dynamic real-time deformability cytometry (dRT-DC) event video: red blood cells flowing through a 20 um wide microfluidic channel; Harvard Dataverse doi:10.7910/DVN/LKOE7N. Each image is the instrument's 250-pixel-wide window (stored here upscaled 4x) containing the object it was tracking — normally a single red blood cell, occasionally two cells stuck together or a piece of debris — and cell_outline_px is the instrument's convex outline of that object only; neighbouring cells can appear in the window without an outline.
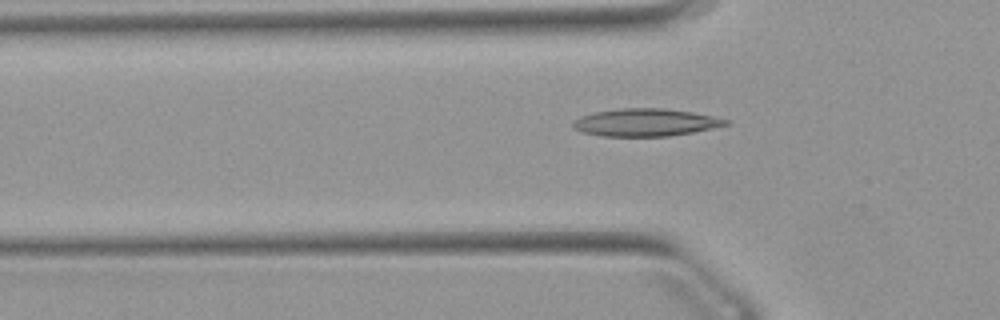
{"species": "Egyptian fruit bat (a non-hibernating species)", "species_latin": "Rousettus aegyptiacus", "temperature_condition": "warm", "stored_images_in_passage": 46, "camera_frame_rate_fps": 3000, "um_per_image_px": 0.085, "animal": {"sex": "female"}, "frame": {"image": 1, "passage_image": 11, "time_ms": 3.333, "image_size_px": [1000, 320], "cell_outline_px": [[728, 124], [712, 128], [692, 132], [668, 136], [600, 136], [584, 132], [572, 128], [572, 120], [580, 116], [596, 112], [620, 108], [664, 108], [692, 112], [712, 116], [728, 120]], "centroid_in_image_um": [54.81, 10.4], "position_along_channel_um": 71.0, "area_um2": 24.39}}
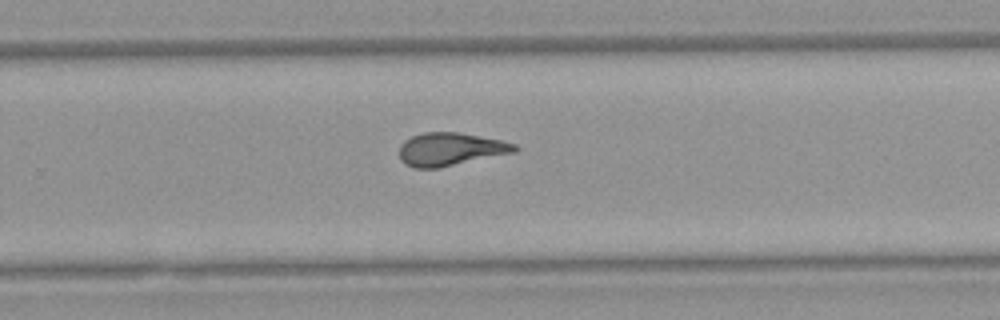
{"frame": {"image": 2, "passage_image": 28, "time_ms": 9.0, "image_size_px": [1000, 320], "cell_outline_px": [[520, 148], [516, 152], [440, 168], [412, 168], [404, 164], [400, 160], [400, 144], [404, 140], [412, 136], [424, 132], [460, 132], [500, 140], [516, 144]], "centroid_in_image_um": [38.28, 12.69], "position_along_channel_um": 291.5, "area_um2": 22.48}}
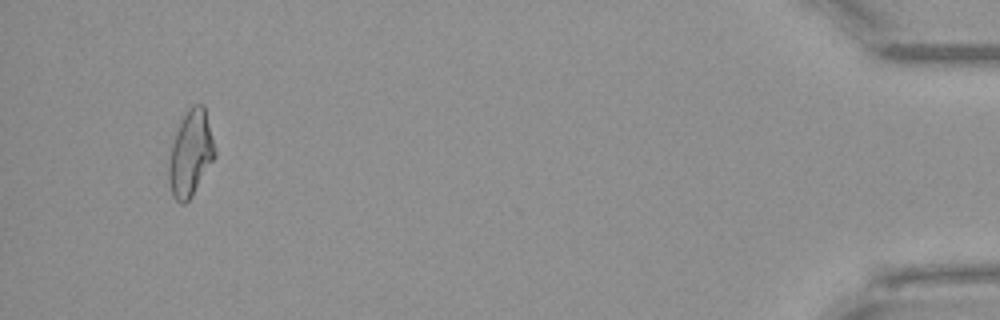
{"frame": {"image": 3, "passage_image": 44, "time_ms": 14.333, "image_size_px": [1000, 320], "cell_outline_px": [[216, 156], [192, 196], [184, 204], [180, 204], [172, 196], [168, 180], [168, 164], [172, 144], [180, 120], [188, 108], [192, 104], [204, 104], [216, 152]], "centroid_in_image_um": [16.19, 13.04], "position_along_channel_um": 419.0, "area_um2": 23.12}, "authors_computed_cell_mechanics": {"area_um2": 22.4264, "velocity_mm_per_s": 3.8931, "shape_relaxation_time_tau1_ms": 8.4885, "shape_relaxation_time_tau2_ms": 1.9874, "deformation_change_tau1": 0.2494, "deformation_change_tau2": 0.1044}}